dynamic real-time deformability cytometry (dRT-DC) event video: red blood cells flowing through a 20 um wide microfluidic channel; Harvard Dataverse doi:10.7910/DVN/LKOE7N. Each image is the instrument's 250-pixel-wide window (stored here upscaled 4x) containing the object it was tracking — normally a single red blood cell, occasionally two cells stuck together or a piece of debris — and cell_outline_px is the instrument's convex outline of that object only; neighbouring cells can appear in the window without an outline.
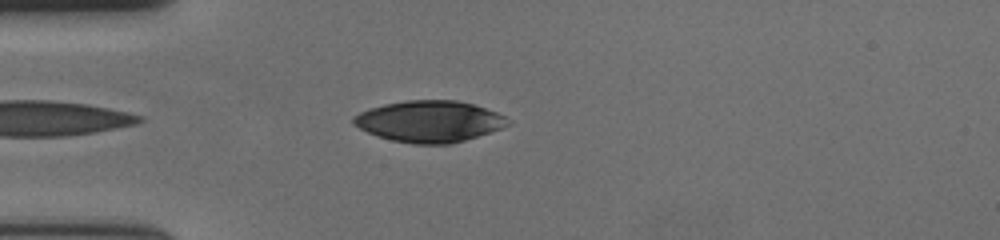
{"species": "human", "species_latin": "Homo sapiens", "temperature_condition": "cold", "stored_images_in_passage": 44, "camera_frame_rate_fps": 3000, "um_per_image_px": 0.085, "donor": {"sex": "female"}, "frame": {"image": 1, "passage_image": 3, "time_ms": 0.667, "image_size_px": [1000, 240], "cell_outline_px": [[512, 124], [452, 144], [412, 144], [392, 140], [376, 136], [352, 124], [352, 116], [368, 108], [384, 104], [404, 100], [456, 100], [472, 104], [496, 112], [512, 120]], "centroid_in_image_um": [36.46, 10.31], "position_along_channel_um": 48.5, "area_um2": 37.28}}
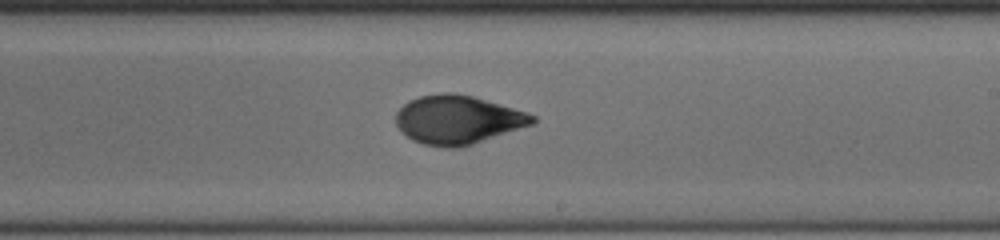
{"frame": {"image": 2, "passage_image": 21, "time_ms": 6.667, "image_size_px": [1000, 240], "cell_outline_px": [[536, 120], [532, 124], [460, 148], [444, 148], [424, 144], [412, 140], [396, 124], [396, 112], [408, 100], [420, 96], [440, 92], [456, 92], [472, 96], [528, 112], [536, 116]], "centroid_in_image_um": [38.9, 10.16], "position_along_channel_um": 250.1, "area_um2": 38.61}}
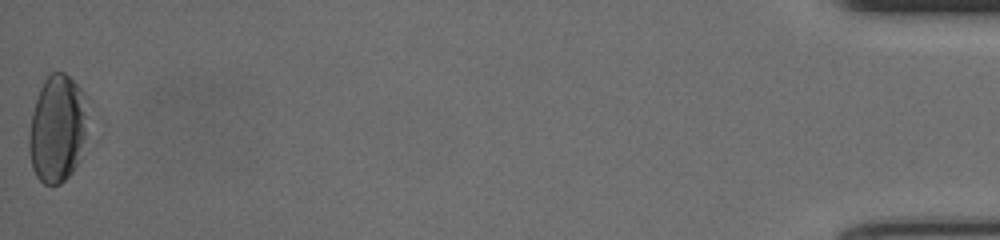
{"frame": {"image": 3, "passage_image": 44, "time_ms": 14.333, "image_size_px": [1000, 240], "cell_outline_px": [[84, 136], [80, 160], [72, 172], [60, 184], [44, 184], [36, 176], [32, 168], [28, 148], [28, 136], [32, 112], [40, 88], [44, 80], [52, 72], [64, 72], [80, 88], [84, 96]], "centroid_in_image_um": [4.82, 10.97], "position_along_channel_um": 430.4, "area_um2": 36.18}, "authors_computed_cell_mechanics": {"area_um2": 38.0902, "velocity_mm_per_s": 3.6502, "shape_relaxation_time_tau1_ms": 4.2078, "shape_relaxation_time_tau2_ms": 2.5799, "deformation_change_tau1": 0.1516, "deformation_change_tau2": 0.0603}}